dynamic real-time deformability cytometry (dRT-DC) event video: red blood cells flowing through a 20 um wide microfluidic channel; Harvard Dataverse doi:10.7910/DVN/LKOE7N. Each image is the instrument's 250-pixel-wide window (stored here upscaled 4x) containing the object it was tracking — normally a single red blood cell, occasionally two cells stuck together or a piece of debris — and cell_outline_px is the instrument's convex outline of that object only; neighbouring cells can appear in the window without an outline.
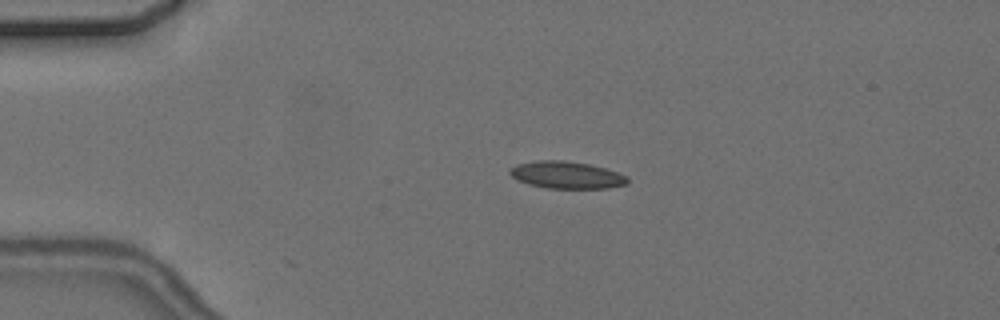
{"species": "common noctule bat (a hibernating species)", "species_latin": "Nyctalus noctula", "temperature_condition": "cold", "stored_images_in_passage": 4, "camera_frame_rate_fps": 3000, "um_per_image_px": 0.085, "animal": {"sex": "female", "body_mass_g": 24.6, "forearm_length_mm": 56.2}, "frame": {"image": 1, "passage_image": 3, "time_ms": 2.333, "image_size_px": [1000, 320], "cell_outline_px": [[628, 184], [608, 188], [548, 188], [528, 184], [516, 180], [508, 172], [508, 168], [516, 164], [536, 160], [564, 160], [588, 164], [604, 168], [628, 176]], "centroid_in_image_um": [48.11, 14.87], "position_along_channel_um": 36.9, "area_um2": 18.73}}